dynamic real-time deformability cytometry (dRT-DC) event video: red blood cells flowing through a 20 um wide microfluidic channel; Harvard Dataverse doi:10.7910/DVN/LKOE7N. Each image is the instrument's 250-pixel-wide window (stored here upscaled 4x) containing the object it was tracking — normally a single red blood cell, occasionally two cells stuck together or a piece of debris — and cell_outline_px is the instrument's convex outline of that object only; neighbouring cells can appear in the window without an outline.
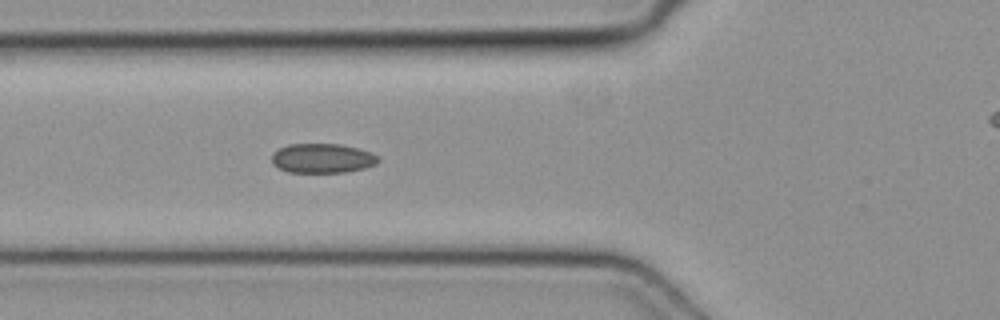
{"species": "common noctule bat (a hibernating species)", "species_latin": "Nyctalus noctula", "temperature_condition": "cold", "stored_images_in_passage": 32, "camera_frame_rate_fps": 3000, "um_per_image_px": 0.085, "animal": {"sex": "female", "body_mass_g": 19.3, "forearm_length_mm": 54.1}, "frame": {"image": 1, "passage_image": 4, "time_ms": 1.0, "image_size_px": [1000, 320], "cell_outline_px": [[380, 160], [376, 164], [364, 168], [348, 172], [288, 172], [272, 164], [272, 156], [280, 148], [288, 144], [340, 144], [356, 148], [380, 156]], "centroid_in_image_um": [27.42, 13.46], "position_along_channel_um": 98.4, "area_um2": 18.15}}
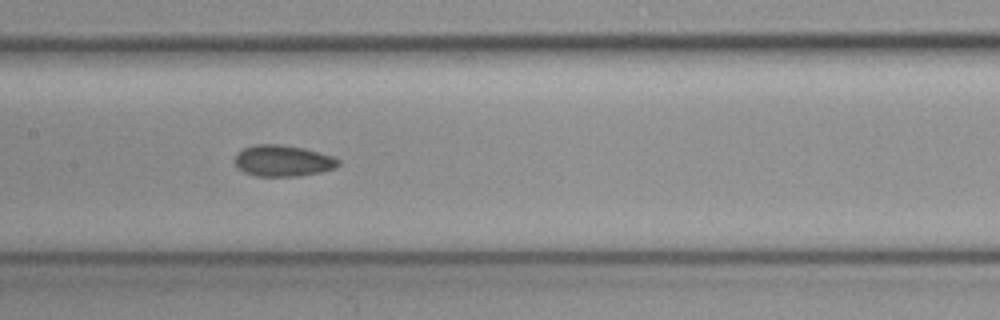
{"frame": {"image": 2, "passage_image": 10, "time_ms": 3.0, "image_size_px": [1000, 320], "cell_outline_px": [[340, 164], [336, 168], [320, 172], [300, 176], [256, 176], [244, 172], [236, 168], [236, 152], [244, 148], [256, 144], [280, 144], [304, 148], [332, 156], [340, 160]], "centroid_in_image_um": [24.05, 13.67], "position_along_channel_um": 183.4, "area_um2": 18.96}}
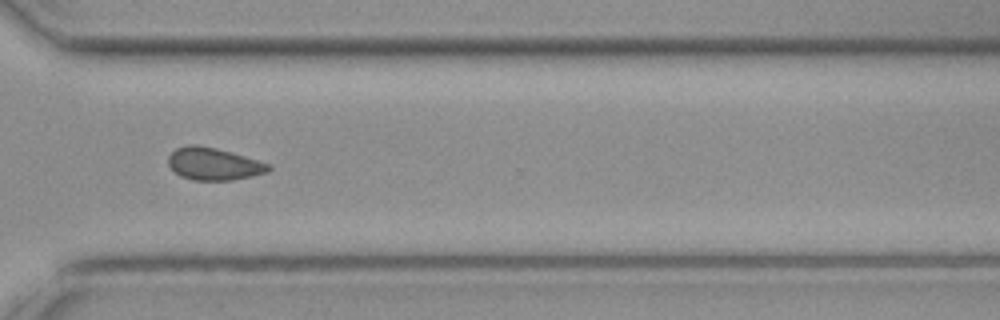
{"frame": {"image": 3, "passage_image": 22, "time_ms": 7.0, "image_size_px": [1000, 320], "cell_outline_px": [[272, 168], [268, 172], [252, 176], [232, 180], [192, 180], [180, 176], [168, 164], [168, 156], [176, 148], [188, 144], [196, 144], [216, 148], [272, 164]], "centroid_in_image_um": [18.17, 13.93], "position_along_channel_um": 352.4, "area_um2": 18.96}}